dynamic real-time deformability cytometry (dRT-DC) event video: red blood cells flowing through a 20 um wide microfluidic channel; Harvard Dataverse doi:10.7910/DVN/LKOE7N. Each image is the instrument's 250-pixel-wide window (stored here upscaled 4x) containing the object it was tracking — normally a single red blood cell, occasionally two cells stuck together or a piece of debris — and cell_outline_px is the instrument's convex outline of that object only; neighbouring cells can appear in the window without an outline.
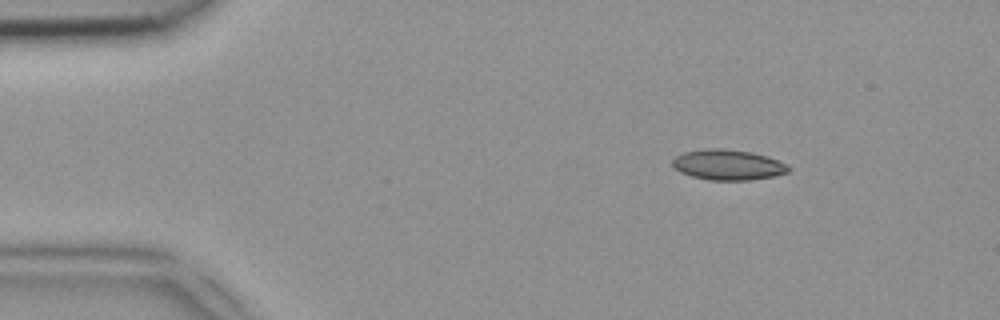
{"species": "common noctule bat (a hibernating species)", "species_latin": "Nyctalus noctula", "temperature_condition": "room temperature", "stored_images_in_passage": 43, "camera_frame_rate_fps": 3000, "um_per_image_px": 0.085, "animal": {"sex": "female", "body_mass_g": 18.4}, "frame": {"image": 1, "passage_image": 1, "time_ms": 0.0, "image_size_px": [1000, 320], "cell_outline_px": [[792, 168], [788, 172], [772, 176], [748, 180], [708, 180], [692, 176], [680, 172], [672, 164], [672, 160], [676, 156], [684, 152], [708, 148], [724, 148], [752, 152], [768, 156], [788, 164]], "centroid_in_image_um": [61.9, 14.0], "position_along_channel_um": 23.1, "area_um2": 20.63}}
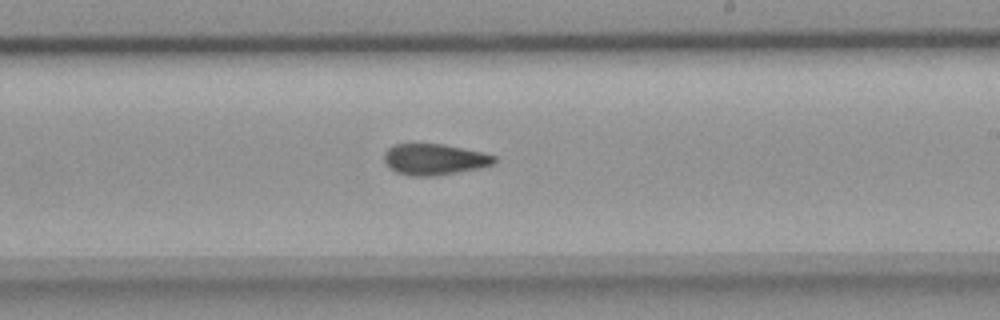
{"frame": {"image": 2, "passage_image": 23, "time_ms": 7.333, "image_size_px": [1000, 320], "cell_outline_px": [[496, 164], [480, 168], [436, 176], [408, 176], [396, 172], [388, 168], [384, 164], [384, 152], [388, 148], [396, 144], [444, 144], [484, 152], [496, 156]], "centroid_in_image_um": [36.93, 13.55], "position_along_channel_um": 252.1, "area_um2": 20.35}}
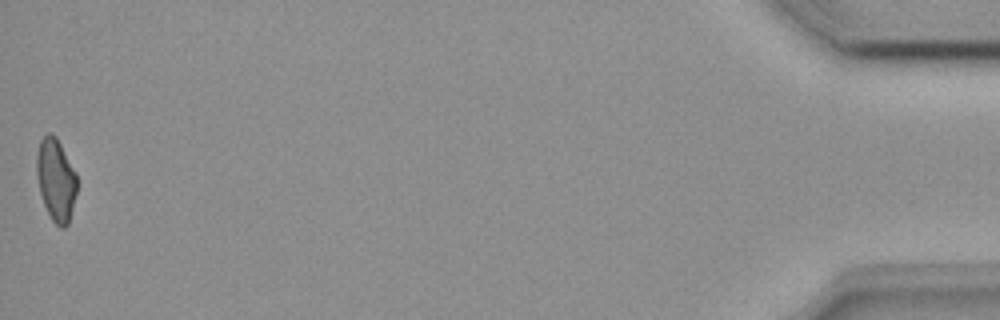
{"frame": {"image": 3, "passage_image": 43, "time_ms": 14.0, "image_size_px": [1000, 320], "cell_outline_px": [[76, 192], [68, 224], [64, 228], [60, 228], [52, 220], [44, 204], [40, 192], [36, 176], [36, 156], [40, 140], [48, 132], [52, 132], [56, 136], [76, 172]], "centroid_in_image_um": [4.74, 15.25], "position_along_channel_um": 430.5, "area_um2": 19.31}}